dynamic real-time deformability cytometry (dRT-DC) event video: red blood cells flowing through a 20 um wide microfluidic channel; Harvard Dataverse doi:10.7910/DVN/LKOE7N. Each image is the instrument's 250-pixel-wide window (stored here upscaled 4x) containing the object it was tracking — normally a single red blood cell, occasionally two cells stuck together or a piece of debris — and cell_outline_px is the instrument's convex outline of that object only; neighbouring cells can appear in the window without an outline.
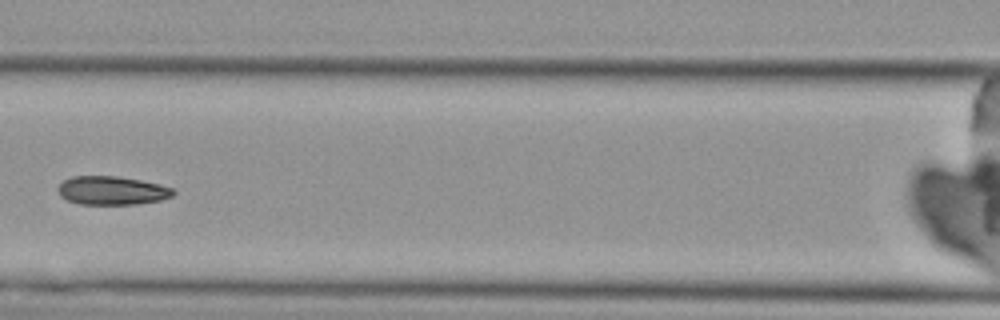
{"species": "Egyptian fruit bat (a non-hibernating species)", "species_latin": "Rousettus aegyptiacus", "temperature_condition": "cold", "stored_images_in_passage": 5, "camera_frame_rate_fps": 3000, "um_per_image_px": 0.085, "animal": {"sex": "female"}, "frame": {"image": 1, "passage_image": 5, "time_ms": 4.667, "image_size_px": [1000, 320], "cell_outline_px": [[176, 192], [172, 196], [160, 200], [136, 204], [80, 204], [68, 200], [60, 196], [56, 188], [64, 180], [72, 176], [116, 176], [140, 180], [160, 184], [172, 188]], "centroid_in_image_um": [9.5, 16.19], "position_along_channel_um": 157.1, "area_um2": 19.19}}